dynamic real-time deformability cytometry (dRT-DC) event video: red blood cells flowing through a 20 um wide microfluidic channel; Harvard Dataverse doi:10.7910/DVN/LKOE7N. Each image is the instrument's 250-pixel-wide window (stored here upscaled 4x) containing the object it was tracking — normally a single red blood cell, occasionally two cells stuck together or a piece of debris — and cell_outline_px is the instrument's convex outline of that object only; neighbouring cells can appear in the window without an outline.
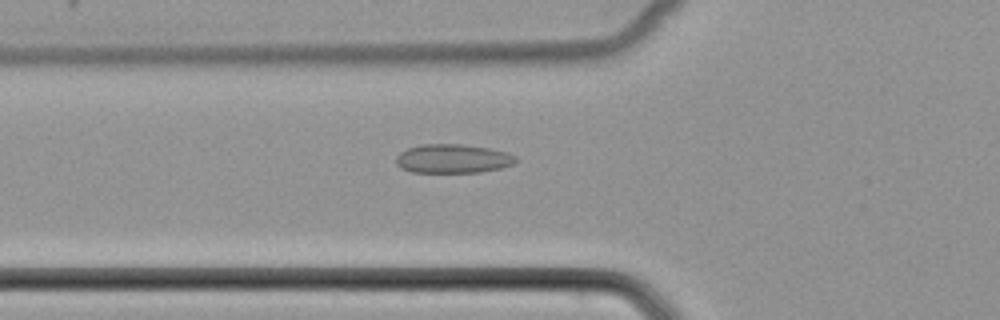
{"species": "common noctule bat (a hibernating species)", "species_latin": "Nyctalus noctula", "temperature_condition": "cold", "stored_images_in_passage": 27, "camera_frame_rate_fps": 3000, "um_per_image_px": 0.085, "animal": {"sex": "female", "body_mass_g": 22.7, "forearm_length_mm": 54.2}, "frame": {"image": 1, "passage_image": 2, "time_ms": 0.333, "image_size_px": [1000, 320], "cell_outline_px": [[516, 160], [512, 164], [500, 168], [480, 172], [412, 172], [400, 168], [396, 164], [396, 156], [400, 152], [408, 148], [420, 144], [460, 144], [488, 148], [508, 152], [516, 156]], "centroid_in_image_um": [38.46, 13.48], "position_along_channel_um": 87.3, "area_um2": 20.17}}
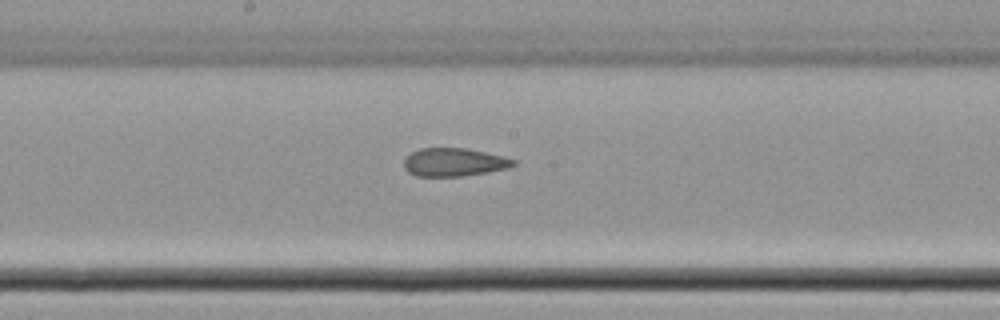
{"frame": {"image": 2, "passage_image": 11, "time_ms": 3.333, "image_size_px": [1000, 320], "cell_outline_px": [[516, 164], [508, 168], [488, 172], [460, 176], [416, 176], [408, 172], [404, 168], [404, 160], [412, 152], [420, 148], [468, 148], [504, 156], [516, 160]], "centroid_in_image_um": [38.61, 13.78], "position_along_channel_um": 209.6, "area_um2": 18.03}}
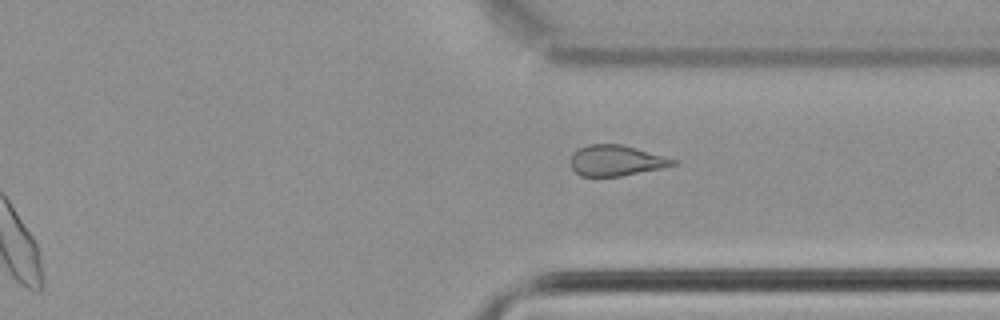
{"frame": {"image": 3, "passage_image": 22, "time_ms": 7.0, "image_size_px": [1000, 320], "cell_outline_px": [[680, 164], [664, 168], [620, 176], [580, 176], [572, 168], [568, 160], [572, 152], [576, 148], [588, 144], [624, 144], [680, 160]], "centroid_in_image_um": [52.4, 13.63], "position_along_channel_um": 359.0, "area_um2": 18.96}}